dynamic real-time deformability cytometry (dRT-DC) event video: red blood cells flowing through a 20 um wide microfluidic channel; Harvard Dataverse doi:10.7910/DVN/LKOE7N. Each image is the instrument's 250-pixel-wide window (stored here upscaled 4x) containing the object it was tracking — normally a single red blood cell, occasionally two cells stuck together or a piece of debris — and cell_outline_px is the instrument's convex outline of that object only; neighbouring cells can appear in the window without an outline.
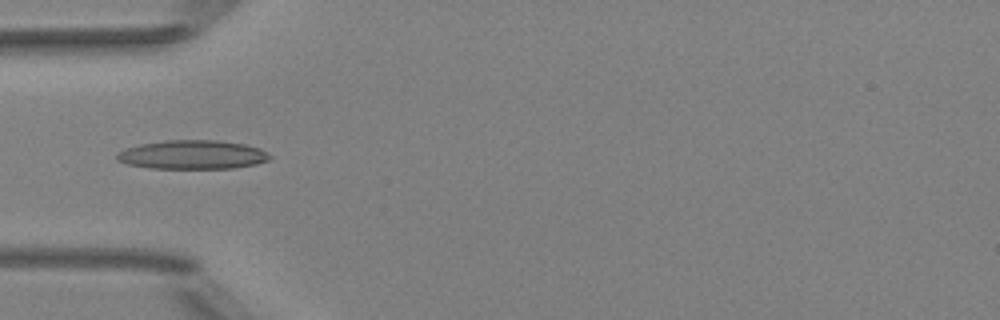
{"species": "Egyptian fruit bat (a non-hibernating species)", "species_latin": "Rousettus aegyptiacus", "temperature_condition": "room temperature", "stored_images_in_passage": 36, "camera_frame_rate_fps": 3000, "um_per_image_px": 0.085, "animal": {"sex": "female"}, "frame": {"image": 1, "passage_image": 1, "time_ms": 0.0, "image_size_px": [1000, 320], "cell_outline_px": [[272, 156], [268, 160], [256, 164], [232, 168], [152, 168], [128, 164], [116, 160], [116, 152], [124, 148], [140, 144], [164, 140], [216, 140], [244, 144], [260, 148]], "centroid_in_image_um": [16.33, 13.14], "position_along_channel_um": 68.7, "area_um2": 25.78}}
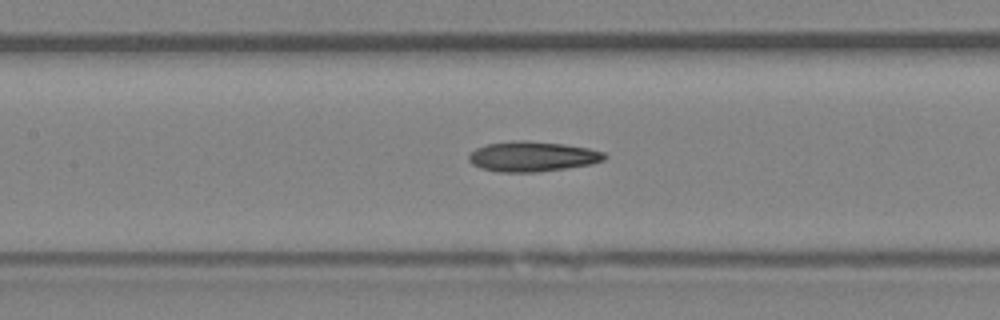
{"frame": {"image": 2, "passage_image": 8, "time_ms": 2.333, "image_size_px": [1000, 320], "cell_outline_px": [[608, 156], [604, 160], [592, 164], [536, 172], [500, 172], [480, 168], [472, 164], [468, 160], [468, 156], [476, 148], [488, 144], [512, 140], [524, 140], [564, 144], [588, 148], [604, 152]], "centroid_in_image_um": [45.25, 13.3], "position_along_channel_um": 162.1, "area_um2": 23.81}}
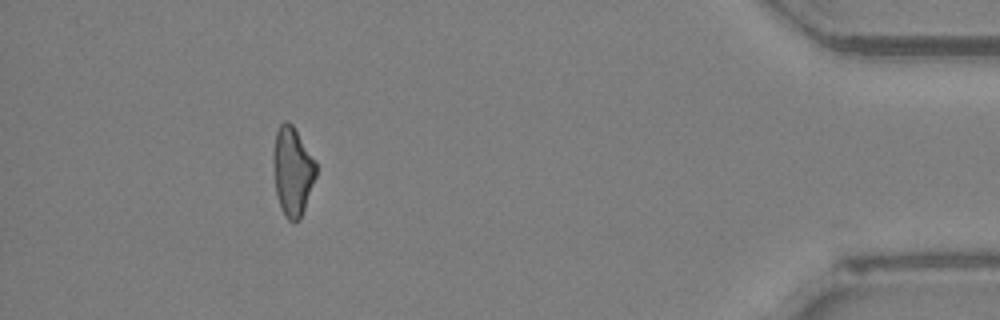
{"frame": {"image": 3, "passage_image": 31, "time_ms": 10.0, "image_size_px": [1000, 320], "cell_outline_px": [[316, 176], [300, 220], [292, 224], [284, 216], [280, 208], [276, 192], [272, 156], [276, 132], [280, 124], [284, 120], [288, 120], [292, 124], [316, 160]], "centroid_in_image_um": [24.86, 14.56], "position_along_channel_um": 410.3, "area_um2": 22.37}, "authors_computed_cell_mechanics": {"area_um2": 22.8888, "velocity_mm_per_s": 4.0119, "shape_relaxation_time_tau1_ms": null, "shape_relaxation_time_tau2_ms": 8.6115, "deformation_change_tau1": null, "deformation_change_tau2": 0.2133}}